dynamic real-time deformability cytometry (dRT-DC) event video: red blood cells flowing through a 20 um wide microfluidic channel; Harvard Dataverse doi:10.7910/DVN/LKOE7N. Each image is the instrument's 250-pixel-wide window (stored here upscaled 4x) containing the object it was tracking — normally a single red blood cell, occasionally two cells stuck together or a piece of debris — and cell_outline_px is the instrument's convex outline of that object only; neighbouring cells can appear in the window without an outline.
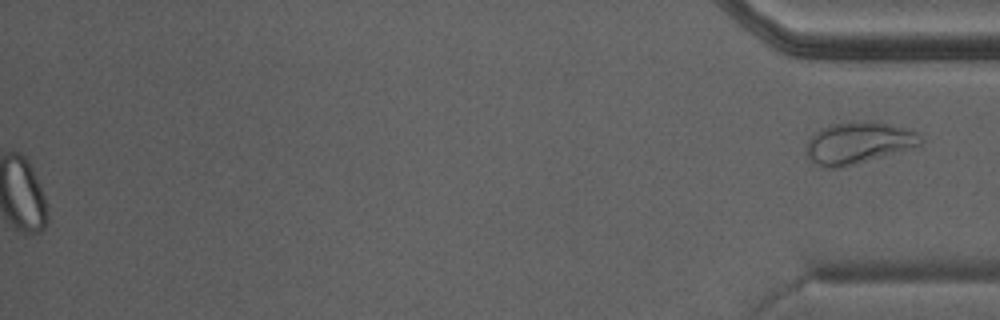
{"species": "Egyptian fruit bat (a non-hibernating species)", "species_latin": "Rousettus aegyptiacus", "temperature_condition": "warm", "stored_images_in_passage": 29, "segment_of_instrument_passage": [2, 2], "camera_frame_rate_fps": 3000, "um_per_image_px": 0.085, "animal": {"sex": "male"}, "frame": {"image": 1, "passage_image": 29, "time_ms": 9.333, "image_size_px": [1000, 320], "cell_outline_px": [[920, 144], [844, 168], [824, 168], [816, 164], [808, 156], [804, 148], [808, 140], [816, 132], [832, 124], [856, 120], [868, 120], [904, 128], [916, 132], [920, 136]], "centroid_in_image_um": [72.88, 12.15], "position_along_channel_um": 362.3, "area_um2": 27.4}}